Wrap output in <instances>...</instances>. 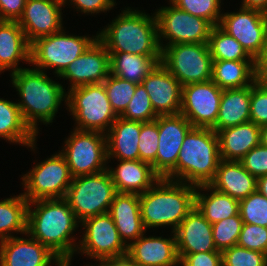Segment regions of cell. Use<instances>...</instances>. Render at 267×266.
Masks as SVG:
<instances>
[{
  "label": "cell",
  "mask_w": 267,
  "mask_h": 266,
  "mask_svg": "<svg viewBox=\"0 0 267 266\" xmlns=\"http://www.w3.org/2000/svg\"><path fill=\"white\" fill-rule=\"evenodd\" d=\"M31 205L35 207L33 210ZM78 222L64 198L29 202L27 233L67 266L71 265L73 254L77 252L78 246L74 244L75 238L71 234L79 227Z\"/></svg>",
  "instance_id": "1"
},
{
  "label": "cell",
  "mask_w": 267,
  "mask_h": 266,
  "mask_svg": "<svg viewBox=\"0 0 267 266\" xmlns=\"http://www.w3.org/2000/svg\"><path fill=\"white\" fill-rule=\"evenodd\" d=\"M21 101L17 103L22 117L31 130L38 135L37 122L50 124L67 94L63 86L36 68H22L10 74ZM39 120V121H37Z\"/></svg>",
  "instance_id": "2"
},
{
  "label": "cell",
  "mask_w": 267,
  "mask_h": 266,
  "mask_svg": "<svg viewBox=\"0 0 267 266\" xmlns=\"http://www.w3.org/2000/svg\"><path fill=\"white\" fill-rule=\"evenodd\" d=\"M196 186L160 178L139 195L140 214L145 229L172 227V232L195 207Z\"/></svg>",
  "instance_id": "3"
},
{
  "label": "cell",
  "mask_w": 267,
  "mask_h": 266,
  "mask_svg": "<svg viewBox=\"0 0 267 266\" xmlns=\"http://www.w3.org/2000/svg\"><path fill=\"white\" fill-rule=\"evenodd\" d=\"M220 161L217 133L212 128L193 127L181 145L176 167L165 178L194 186L209 184Z\"/></svg>",
  "instance_id": "4"
},
{
  "label": "cell",
  "mask_w": 267,
  "mask_h": 266,
  "mask_svg": "<svg viewBox=\"0 0 267 266\" xmlns=\"http://www.w3.org/2000/svg\"><path fill=\"white\" fill-rule=\"evenodd\" d=\"M125 9L97 33L98 40L108 52L161 55L156 17L129 7Z\"/></svg>",
  "instance_id": "5"
},
{
  "label": "cell",
  "mask_w": 267,
  "mask_h": 266,
  "mask_svg": "<svg viewBox=\"0 0 267 266\" xmlns=\"http://www.w3.org/2000/svg\"><path fill=\"white\" fill-rule=\"evenodd\" d=\"M67 93L66 104L77 123L76 130L106 133L118 118L103 83L78 86Z\"/></svg>",
  "instance_id": "6"
},
{
  "label": "cell",
  "mask_w": 267,
  "mask_h": 266,
  "mask_svg": "<svg viewBox=\"0 0 267 266\" xmlns=\"http://www.w3.org/2000/svg\"><path fill=\"white\" fill-rule=\"evenodd\" d=\"M116 193L106 169L95 174L73 177L64 199L81 223L86 218L108 213Z\"/></svg>",
  "instance_id": "7"
},
{
  "label": "cell",
  "mask_w": 267,
  "mask_h": 266,
  "mask_svg": "<svg viewBox=\"0 0 267 266\" xmlns=\"http://www.w3.org/2000/svg\"><path fill=\"white\" fill-rule=\"evenodd\" d=\"M64 29L49 36L38 38L31 43L30 63L42 71L55 68L59 77L64 70L81 54H83L97 39L87 36L67 35ZM38 67V68H37Z\"/></svg>",
  "instance_id": "8"
},
{
  "label": "cell",
  "mask_w": 267,
  "mask_h": 266,
  "mask_svg": "<svg viewBox=\"0 0 267 266\" xmlns=\"http://www.w3.org/2000/svg\"><path fill=\"white\" fill-rule=\"evenodd\" d=\"M212 62L208 43L173 44L161 51V64L182 86L211 80Z\"/></svg>",
  "instance_id": "9"
},
{
  "label": "cell",
  "mask_w": 267,
  "mask_h": 266,
  "mask_svg": "<svg viewBox=\"0 0 267 266\" xmlns=\"http://www.w3.org/2000/svg\"><path fill=\"white\" fill-rule=\"evenodd\" d=\"M60 153L65 157L72 177L95 174L107 169L106 134L98 131L72 132Z\"/></svg>",
  "instance_id": "10"
},
{
  "label": "cell",
  "mask_w": 267,
  "mask_h": 266,
  "mask_svg": "<svg viewBox=\"0 0 267 266\" xmlns=\"http://www.w3.org/2000/svg\"><path fill=\"white\" fill-rule=\"evenodd\" d=\"M35 165L28 174L22 177V182H24L22 184L26 188V192L22 194L28 202L65 198L73 177L60 151Z\"/></svg>",
  "instance_id": "11"
},
{
  "label": "cell",
  "mask_w": 267,
  "mask_h": 266,
  "mask_svg": "<svg viewBox=\"0 0 267 266\" xmlns=\"http://www.w3.org/2000/svg\"><path fill=\"white\" fill-rule=\"evenodd\" d=\"M158 41L161 51L169 45L184 43H208L213 25L206 19L191 15L172 4L155 12ZM168 39L166 45L162 38Z\"/></svg>",
  "instance_id": "12"
},
{
  "label": "cell",
  "mask_w": 267,
  "mask_h": 266,
  "mask_svg": "<svg viewBox=\"0 0 267 266\" xmlns=\"http://www.w3.org/2000/svg\"><path fill=\"white\" fill-rule=\"evenodd\" d=\"M81 223L86 230L77 250L96 261L127 255V245L121 240L109 213L86 218Z\"/></svg>",
  "instance_id": "13"
},
{
  "label": "cell",
  "mask_w": 267,
  "mask_h": 266,
  "mask_svg": "<svg viewBox=\"0 0 267 266\" xmlns=\"http://www.w3.org/2000/svg\"><path fill=\"white\" fill-rule=\"evenodd\" d=\"M219 26L235 38L256 61L267 48V14L241 7L222 13Z\"/></svg>",
  "instance_id": "14"
},
{
  "label": "cell",
  "mask_w": 267,
  "mask_h": 266,
  "mask_svg": "<svg viewBox=\"0 0 267 266\" xmlns=\"http://www.w3.org/2000/svg\"><path fill=\"white\" fill-rule=\"evenodd\" d=\"M222 92L212 80L182 86L180 113L193 127L212 128L216 124Z\"/></svg>",
  "instance_id": "15"
},
{
  "label": "cell",
  "mask_w": 267,
  "mask_h": 266,
  "mask_svg": "<svg viewBox=\"0 0 267 266\" xmlns=\"http://www.w3.org/2000/svg\"><path fill=\"white\" fill-rule=\"evenodd\" d=\"M155 121L158 124L159 142L152 169L160 178H165L176 167L181 145L193 126L181 113L159 115Z\"/></svg>",
  "instance_id": "16"
},
{
  "label": "cell",
  "mask_w": 267,
  "mask_h": 266,
  "mask_svg": "<svg viewBox=\"0 0 267 266\" xmlns=\"http://www.w3.org/2000/svg\"><path fill=\"white\" fill-rule=\"evenodd\" d=\"M62 0H27L22 16L17 21L31 44L38 38L63 29Z\"/></svg>",
  "instance_id": "17"
},
{
  "label": "cell",
  "mask_w": 267,
  "mask_h": 266,
  "mask_svg": "<svg viewBox=\"0 0 267 266\" xmlns=\"http://www.w3.org/2000/svg\"><path fill=\"white\" fill-rule=\"evenodd\" d=\"M149 95L155 113L179 114L182 104V85L159 63L141 83Z\"/></svg>",
  "instance_id": "18"
},
{
  "label": "cell",
  "mask_w": 267,
  "mask_h": 266,
  "mask_svg": "<svg viewBox=\"0 0 267 266\" xmlns=\"http://www.w3.org/2000/svg\"><path fill=\"white\" fill-rule=\"evenodd\" d=\"M109 52L97 39L83 54L76 58L60 75L69 79L71 88L103 83L110 74Z\"/></svg>",
  "instance_id": "19"
},
{
  "label": "cell",
  "mask_w": 267,
  "mask_h": 266,
  "mask_svg": "<svg viewBox=\"0 0 267 266\" xmlns=\"http://www.w3.org/2000/svg\"><path fill=\"white\" fill-rule=\"evenodd\" d=\"M29 239L11 237L0 241V266H65L46 246L28 233Z\"/></svg>",
  "instance_id": "20"
},
{
  "label": "cell",
  "mask_w": 267,
  "mask_h": 266,
  "mask_svg": "<svg viewBox=\"0 0 267 266\" xmlns=\"http://www.w3.org/2000/svg\"><path fill=\"white\" fill-rule=\"evenodd\" d=\"M167 239L146 237L127 243V257L137 266H176L180 264L175 234Z\"/></svg>",
  "instance_id": "21"
},
{
  "label": "cell",
  "mask_w": 267,
  "mask_h": 266,
  "mask_svg": "<svg viewBox=\"0 0 267 266\" xmlns=\"http://www.w3.org/2000/svg\"><path fill=\"white\" fill-rule=\"evenodd\" d=\"M178 254L218 251L213 240L212 224L194 207L174 232Z\"/></svg>",
  "instance_id": "22"
},
{
  "label": "cell",
  "mask_w": 267,
  "mask_h": 266,
  "mask_svg": "<svg viewBox=\"0 0 267 266\" xmlns=\"http://www.w3.org/2000/svg\"><path fill=\"white\" fill-rule=\"evenodd\" d=\"M108 213L125 245L129 240L132 243L145 234L146 229L140 214L139 194L117 192Z\"/></svg>",
  "instance_id": "23"
},
{
  "label": "cell",
  "mask_w": 267,
  "mask_h": 266,
  "mask_svg": "<svg viewBox=\"0 0 267 266\" xmlns=\"http://www.w3.org/2000/svg\"><path fill=\"white\" fill-rule=\"evenodd\" d=\"M116 169L107 167L116 191L119 193L142 194L156 183L160 177L152 165L141 160H118Z\"/></svg>",
  "instance_id": "24"
},
{
  "label": "cell",
  "mask_w": 267,
  "mask_h": 266,
  "mask_svg": "<svg viewBox=\"0 0 267 266\" xmlns=\"http://www.w3.org/2000/svg\"><path fill=\"white\" fill-rule=\"evenodd\" d=\"M31 44L17 21L0 20V72L20 69L18 63H30Z\"/></svg>",
  "instance_id": "25"
},
{
  "label": "cell",
  "mask_w": 267,
  "mask_h": 266,
  "mask_svg": "<svg viewBox=\"0 0 267 266\" xmlns=\"http://www.w3.org/2000/svg\"><path fill=\"white\" fill-rule=\"evenodd\" d=\"M209 185L232 198L241 200L256 191L257 179L240 161L221 159L215 177Z\"/></svg>",
  "instance_id": "26"
},
{
  "label": "cell",
  "mask_w": 267,
  "mask_h": 266,
  "mask_svg": "<svg viewBox=\"0 0 267 266\" xmlns=\"http://www.w3.org/2000/svg\"><path fill=\"white\" fill-rule=\"evenodd\" d=\"M260 126L248 121L220 130V158L227 161H240L252 148L260 144Z\"/></svg>",
  "instance_id": "27"
},
{
  "label": "cell",
  "mask_w": 267,
  "mask_h": 266,
  "mask_svg": "<svg viewBox=\"0 0 267 266\" xmlns=\"http://www.w3.org/2000/svg\"><path fill=\"white\" fill-rule=\"evenodd\" d=\"M141 122L118 117L106 133L107 159L140 160L138 149Z\"/></svg>",
  "instance_id": "28"
},
{
  "label": "cell",
  "mask_w": 267,
  "mask_h": 266,
  "mask_svg": "<svg viewBox=\"0 0 267 266\" xmlns=\"http://www.w3.org/2000/svg\"><path fill=\"white\" fill-rule=\"evenodd\" d=\"M250 99L251 85L243 88L224 89L216 124L212 129L218 133L225 128L250 121Z\"/></svg>",
  "instance_id": "29"
},
{
  "label": "cell",
  "mask_w": 267,
  "mask_h": 266,
  "mask_svg": "<svg viewBox=\"0 0 267 266\" xmlns=\"http://www.w3.org/2000/svg\"><path fill=\"white\" fill-rule=\"evenodd\" d=\"M110 74L135 84H141L147 75L161 63V55H137L109 52Z\"/></svg>",
  "instance_id": "30"
},
{
  "label": "cell",
  "mask_w": 267,
  "mask_h": 266,
  "mask_svg": "<svg viewBox=\"0 0 267 266\" xmlns=\"http://www.w3.org/2000/svg\"><path fill=\"white\" fill-rule=\"evenodd\" d=\"M211 80L223 90L250 86L256 81V61L213 60Z\"/></svg>",
  "instance_id": "31"
},
{
  "label": "cell",
  "mask_w": 267,
  "mask_h": 266,
  "mask_svg": "<svg viewBox=\"0 0 267 266\" xmlns=\"http://www.w3.org/2000/svg\"><path fill=\"white\" fill-rule=\"evenodd\" d=\"M195 207L210 223L214 224L239 213V200L212 188L209 184L196 186ZM211 191L210 195L200 190ZM199 191V192H198Z\"/></svg>",
  "instance_id": "32"
},
{
  "label": "cell",
  "mask_w": 267,
  "mask_h": 266,
  "mask_svg": "<svg viewBox=\"0 0 267 266\" xmlns=\"http://www.w3.org/2000/svg\"><path fill=\"white\" fill-rule=\"evenodd\" d=\"M36 136L24 121L17 103L0 98V138L33 149Z\"/></svg>",
  "instance_id": "33"
},
{
  "label": "cell",
  "mask_w": 267,
  "mask_h": 266,
  "mask_svg": "<svg viewBox=\"0 0 267 266\" xmlns=\"http://www.w3.org/2000/svg\"><path fill=\"white\" fill-rule=\"evenodd\" d=\"M28 205L23 194L0 201V241L13 237L12 231L27 233Z\"/></svg>",
  "instance_id": "34"
},
{
  "label": "cell",
  "mask_w": 267,
  "mask_h": 266,
  "mask_svg": "<svg viewBox=\"0 0 267 266\" xmlns=\"http://www.w3.org/2000/svg\"><path fill=\"white\" fill-rule=\"evenodd\" d=\"M208 45L212 60H254L241 43L219 25L213 26Z\"/></svg>",
  "instance_id": "35"
},
{
  "label": "cell",
  "mask_w": 267,
  "mask_h": 266,
  "mask_svg": "<svg viewBox=\"0 0 267 266\" xmlns=\"http://www.w3.org/2000/svg\"><path fill=\"white\" fill-rule=\"evenodd\" d=\"M103 84L112 109L118 117L121 116L131 101L137 84L112 74H109Z\"/></svg>",
  "instance_id": "36"
},
{
  "label": "cell",
  "mask_w": 267,
  "mask_h": 266,
  "mask_svg": "<svg viewBox=\"0 0 267 266\" xmlns=\"http://www.w3.org/2000/svg\"><path fill=\"white\" fill-rule=\"evenodd\" d=\"M243 220L240 213L212 224L214 244L218 251L237 245Z\"/></svg>",
  "instance_id": "37"
},
{
  "label": "cell",
  "mask_w": 267,
  "mask_h": 266,
  "mask_svg": "<svg viewBox=\"0 0 267 266\" xmlns=\"http://www.w3.org/2000/svg\"><path fill=\"white\" fill-rule=\"evenodd\" d=\"M170 4L178 9L190 13L193 16L206 19L213 26L220 24L221 0H169Z\"/></svg>",
  "instance_id": "38"
},
{
  "label": "cell",
  "mask_w": 267,
  "mask_h": 266,
  "mask_svg": "<svg viewBox=\"0 0 267 266\" xmlns=\"http://www.w3.org/2000/svg\"><path fill=\"white\" fill-rule=\"evenodd\" d=\"M120 117L139 122L154 121L158 117L152 107L149 95L142 84H137L131 101Z\"/></svg>",
  "instance_id": "39"
},
{
  "label": "cell",
  "mask_w": 267,
  "mask_h": 266,
  "mask_svg": "<svg viewBox=\"0 0 267 266\" xmlns=\"http://www.w3.org/2000/svg\"><path fill=\"white\" fill-rule=\"evenodd\" d=\"M239 213L243 223L267 227V198L256 190L239 200Z\"/></svg>",
  "instance_id": "40"
},
{
  "label": "cell",
  "mask_w": 267,
  "mask_h": 266,
  "mask_svg": "<svg viewBox=\"0 0 267 266\" xmlns=\"http://www.w3.org/2000/svg\"><path fill=\"white\" fill-rule=\"evenodd\" d=\"M222 253V266H267V254L234 245Z\"/></svg>",
  "instance_id": "41"
},
{
  "label": "cell",
  "mask_w": 267,
  "mask_h": 266,
  "mask_svg": "<svg viewBox=\"0 0 267 266\" xmlns=\"http://www.w3.org/2000/svg\"><path fill=\"white\" fill-rule=\"evenodd\" d=\"M139 140L138 149L140 160L152 165L156 161L159 142L158 124L155 120L141 122Z\"/></svg>",
  "instance_id": "42"
},
{
  "label": "cell",
  "mask_w": 267,
  "mask_h": 266,
  "mask_svg": "<svg viewBox=\"0 0 267 266\" xmlns=\"http://www.w3.org/2000/svg\"><path fill=\"white\" fill-rule=\"evenodd\" d=\"M237 245L267 254V227L243 223Z\"/></svg>",
  "instance_id": "43"
},
{
  "label": "cell",
  "mask_w": 267,
  "mask_h": 266,
  "mask_svg": "<svg viewBox=\"0 0 267 266\" xmlns=\"http://www.w3.org/2000/svg\"><path fill=\"white\" fill-rule=\"evenodd\" d=\"M250 121L260 127L267 125V87L257 80L251 85Z\"/></svg>",
  "instance_id": "44"
},
{
  "label": "cell",
  "mask_w": 267,
  "mask_h": 266,
  "mask_svg": "<svg viewBox=\"0 0 267 266\" xmlns=\"http://www.w3.org/2000/svg\"><path fill=\"white\" fill-rule=\"evenodd\" d=\"M240 162L256 179L267 175V147L261 144L255 146Z\"/></svg>",
  "instance_id": "45"
},
{
  "label": "cell",
  "mask_w": 267,
  "mask_h": 266,
  "mask_svg": "<svg viewBox=\"0 0 267 266\" xmlns=\"http://www.w3.org/2000/svg\"><path fill=\"white\" fill-rule=\"evenodd\" d=\"M182 266H222L221 251L178 254Z\"/></svg>",
  "instance_id": "46"
},
{
  "label": "cell",
  "mask_w": 267,
  "mask_h": 266,
  "mask_svg": "<svg viewBox=\"0 0 267 266\" xmlns=\"http://www.w3.org/2000/svg\"><path fill=\"white\" fill-rule=\"evenodd\" d=\"M63 4H66L68 0H62ZM73 6H76L77 11H81L86 14L101 13L108 10H111L115 6L114 0H69Z\"/></svg>",
  "instance_id": "47"
},
{
  "label": "cell",
  "mask_w": 267,
  "mask_h": 266,
  "mask_svg": "<svg viewBox=\"0 0 267 266\" xmlns=\"http://www.w3.org/2000/svg\"><path fill=\"white\" fill-rule=\"evenodd\" d=\"M27 0H0V20L18 21Z\"/></svg>",
  "instance_id": "48"
},
{
  "label": "cell",
  "mask_w": 267,
  "mask_h": 266,
  "mask_svg": "<svg viewBox=\"0 0 267 266\" xmlns=\"http://www.w3.org/2000/svg\"><path fill=\"white\" fill-rule=\"evenodd\" d=\"M256 80L267 87V48L256 60Z\"/></svg>",
  "instance_id": "49"
},
{
  "label": "cell",
  "mask_w": 267,
  "mask_h": 266,
  "mask_svg": "<svg viewBox=\"0 0 267 266\" xmlns=\"http://www.w3.org/2000/svg\"><path fill=\"white\" fill-rule=\"evenodd\" d=\"M98 261H99L98 266H137L127 256L122 258L103 259Z\"/></svg>",
  "instance_id": "50"
},
{
  "label": "cell",
  "mask_w": 267,
  "mask_h": 266,
  "mask_svg": "<svg viewBox=\"0 0 267 266\" xmlns=\"http://www.w3.org/2000/svg\"><path fill=\"white\" fill-rule=\"evenodd\" d=\"M241 7L258 10L267 14V0H243Z\"/></svg>",
  "instance_id": "51"
},
{
  "label": "cell",
  "mask_w": 267,
  "mask_h": 266,
  "mask_svg": "<svg viewBox=\"0 0 267 266\" xmlns=\"http://www.w3.org/2000/svg\"><path fill=\"white\" fill-rule=\"evenodd\" d=\"M256 190L267 198V175L257 178Z\"/></svg>",
  "instance_id": "52"
},
{
  "label": "cell",
  "mask_w": 267,
  "mask_h": 266,
  "mask_svg": "<svg viewBox=\"0 0 267 266\" xmlns=\"http://www.w3.org/2000/svg\"><path fill=\"white\" fill-rule=\"evenodd\" d=\"M260 144L267 147V125L260 128Z\"/></svg>",
  "instance_id": "53"
}]
</instances>
